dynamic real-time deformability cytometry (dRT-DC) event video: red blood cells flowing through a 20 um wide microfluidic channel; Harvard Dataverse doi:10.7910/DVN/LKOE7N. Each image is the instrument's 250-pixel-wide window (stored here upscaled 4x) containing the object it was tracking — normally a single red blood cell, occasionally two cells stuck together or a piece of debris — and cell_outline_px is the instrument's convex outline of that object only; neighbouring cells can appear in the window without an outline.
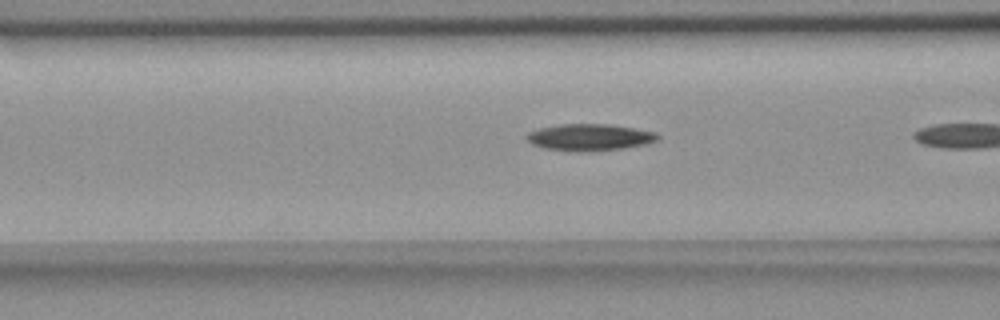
{"species": "common noctule bat (a hibernating species)", "species_latin": "Nyctalus noctula", "temperature_condition": "room temperature", "stored_images_in_passage": 7, "camera_frame_rate_fps": 3000, "um_per_image_px": 0.085, "animal": {"sex": "female", "body_mass_g": 18.4}, "frame": {"image": 1, "passage_image": 6, "time_ms": 1.667, "image_size_px": [1000, 320], "cell_outline_px": [[660, 140], [644, 144], [620, 148], [544, 148], [532, 144], [524, 136], [528, 132], [540, 128], [560, 124], [608, 124], [656, 132], [660, 136]], "centroid_in_image_um": [50.14, 11.6], "position_along_channel_um": 116.5, "area_um2": 19.13}}